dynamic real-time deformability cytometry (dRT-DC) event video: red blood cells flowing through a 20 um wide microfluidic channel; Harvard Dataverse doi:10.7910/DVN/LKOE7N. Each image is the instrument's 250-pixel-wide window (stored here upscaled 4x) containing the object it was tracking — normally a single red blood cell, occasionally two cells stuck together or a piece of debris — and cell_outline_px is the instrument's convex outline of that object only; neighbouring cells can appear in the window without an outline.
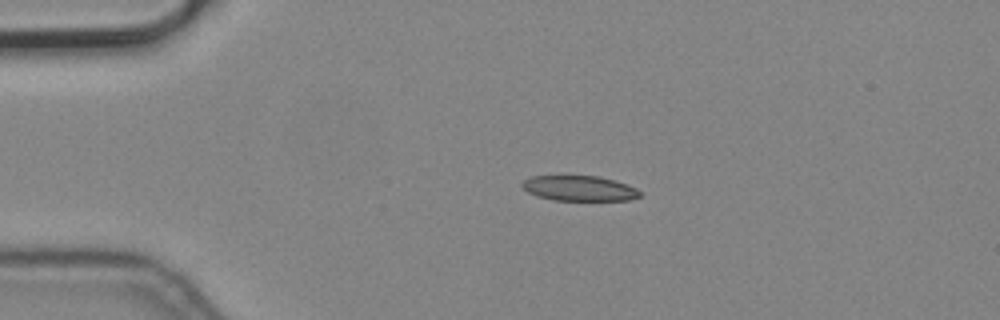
{"species": "common noctule bat (a hibernating species)", "species_latin": "Nyctalus noctula", "temperature_condition": "cold", "stored_images_in_passage": 2, "camera_frame_rate_fps": 3000, "um_per_image_px": 0.085, "animal": {"sex": "male", "body_mass_g": 19.2, "forearm_length_mm": 51.8}, "frame": {"image": 1, "passage_image": 1, "time_ms": 0.0, "image_size_px": [1000, 320], "cell_outline_px": [[640, 196], [632, 200], [552, 200], [536, 196], [528, 192], [520, 184], [524, 180], [532, 176], [600, 176], [636, 188], [640, 192]], "centroid_in_image_um": [49.21, 16.01], "position_along_channel_um": 35.8, "area_um2": 17.17}}